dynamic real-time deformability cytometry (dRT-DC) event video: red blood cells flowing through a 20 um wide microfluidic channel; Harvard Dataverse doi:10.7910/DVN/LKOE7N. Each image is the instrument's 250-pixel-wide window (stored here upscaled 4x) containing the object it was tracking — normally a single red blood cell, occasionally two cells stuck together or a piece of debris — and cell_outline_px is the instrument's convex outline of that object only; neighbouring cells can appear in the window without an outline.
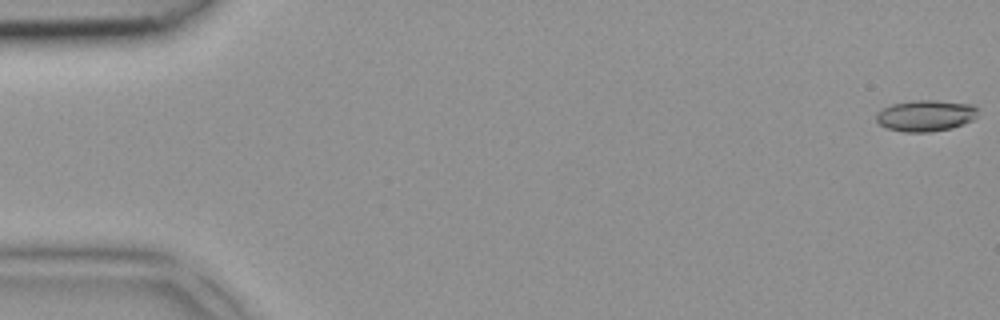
{"species": "common noctule bat (a hibernating species)", "species_latin": "Nyctalus noctula", "temperature_condition": "room temperature", "stored_images_in_passage": 4, "camera_frame_rate_fps": 3000, "um_per_image_px": 0.085, "animal": {"sex": "female", "body_mass_g": 18.4}, "frame": {"image": 1, "passage_image": 1, "time_ms": 0.0, "image_size_px": [1000, 320], "cell_outline_px": [[976, 116], [972, 120], [964, 124], [952, 128], [928, 132], [904, 132], [888, 128], [880, 124], [876, 120], [876, 112], [892, 104], [912, 100], [936, 100], [972, 104], [976, 108]], "centroid_in_image_um": [78.67, 9.82], "position_along_channel_um": 6.3, "area_um2": 18.5}}